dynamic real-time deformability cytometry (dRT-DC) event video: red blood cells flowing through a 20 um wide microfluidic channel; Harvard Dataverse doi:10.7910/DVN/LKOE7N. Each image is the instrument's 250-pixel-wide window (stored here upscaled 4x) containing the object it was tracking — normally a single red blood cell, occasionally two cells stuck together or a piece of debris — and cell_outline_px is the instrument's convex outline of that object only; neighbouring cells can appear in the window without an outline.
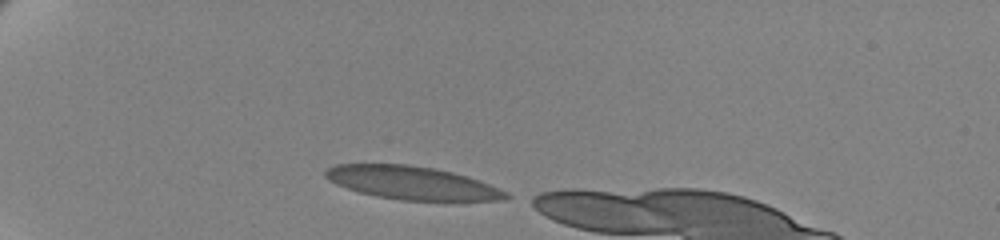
{"species": "human", "species_latin": "Homo sapiens", "temperature_condition": "cold", "stored_images_in_passage": 38, "camera_frame_rate_fps": 3000, "um_per_image_px": 0.085, "donor": {"sex": "female"}, "frame": {"image": 1, "passage_image": 1, "time_ms": 0.0, "image_size_px": [1000, 240], "cell_outline_px": [[512, 196], [504, 200], [400, 200], [376, 196], [360, 192], [336, 184], [328, 180], [324, 176], [324, 172], [328, 168], [336, 164], [408, 164], [432, 168], [452, 172], [468, 176], [508, 192]], "centroid_in_image_um": [35.01, 15.54], "position_along_channel_um": 50.0, "area_um2": 34.68}}
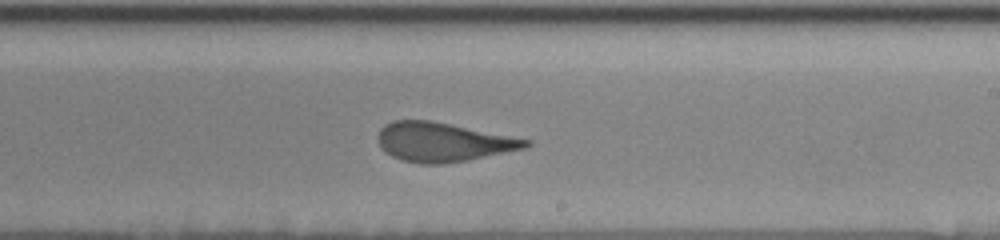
{"frame": {"image": 2, "passage_image": 22, "time_ms": 7.0, "image_size_px": [1000, 240], "cell_outline_px": [[532, 144], [524, 148], [468, 160], [440, 164], [420, 164], [404, 160], [392, 156], [380, 144], [376, 136], [380, 128], [384, 124], [392, 120], [428, 120], [532, 140]], "centroid_in_image_um": [37.63, 12.07], "position_along_channel_um": 251.4, "area_um2": 33.29}}
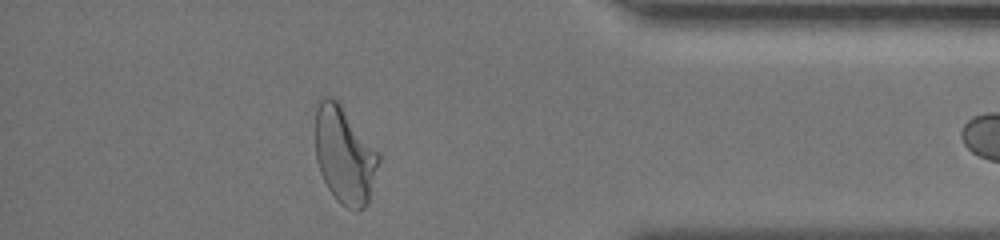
{"frame": {"image": 3, "passage_image": 37, "time_ms": 12.0, "image_size_px": [1000, 240], "cell_outline_px": [[380, 160], [368, 204], [364, 208], [356, 212], [340, 204], [336, 200], [328, 188], [320, 172], [316, 160], [316, 108], [320, 100], [324, 96], [332, 96], [340, 104], [380, 152]], "centroid_in_image_um": [29.31, 13.22], "position_along_channel_um": 405.9, "area_um2": 36.01}}